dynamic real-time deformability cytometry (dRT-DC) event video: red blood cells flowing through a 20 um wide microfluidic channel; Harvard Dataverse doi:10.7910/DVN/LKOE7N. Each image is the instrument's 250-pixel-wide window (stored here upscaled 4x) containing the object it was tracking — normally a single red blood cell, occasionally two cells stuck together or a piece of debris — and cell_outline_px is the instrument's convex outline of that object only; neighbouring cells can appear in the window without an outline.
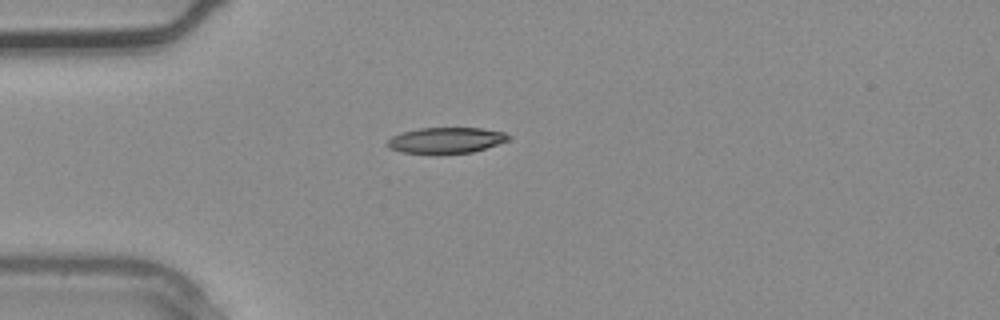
{"species": "common noctule bat (a hibernating species)", "species_latin": "Nyctalus noctula", "temperature_condition": "warm", "stored_images_in_passage": 1, "camera_frame_rate_fps": 3000, "um_per_image_px": 0.085, "animal": {"sex": "male", "body_mass_g": 20.4}, "frame": {"image": 1, "passage_image": 1, "time_ms": 0.0, "image_size_px": [1000, 320], "cell_outline_px": [[512, 136], [508, 140], [472, 152], [436, 156], [400, 152], [392, 148], [388, 144], [388, 140], [392, 136], [400, 132], [420, 128], [484, 128], [504, 132]], "centroid_in_image_um": [37.89, 11.95], "position_along_channel_um": 47.1, "area_um2": 18.73}}